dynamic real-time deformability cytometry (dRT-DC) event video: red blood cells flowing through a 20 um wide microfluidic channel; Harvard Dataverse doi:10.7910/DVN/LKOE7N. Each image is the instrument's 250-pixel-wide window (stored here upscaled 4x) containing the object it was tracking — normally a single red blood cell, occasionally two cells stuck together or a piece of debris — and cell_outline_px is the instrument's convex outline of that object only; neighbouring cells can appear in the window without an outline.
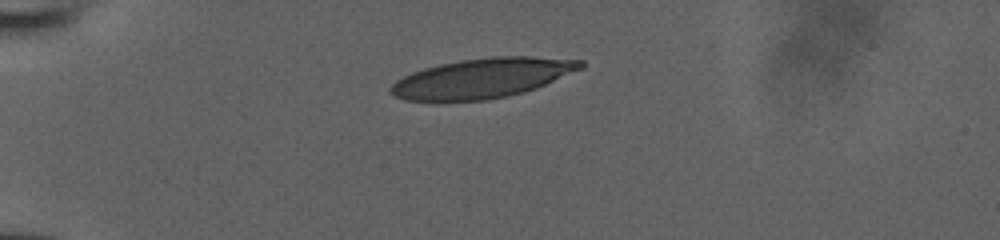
{"species": "human", "species_latin": "Homo sapiens", "temperature_condition": "room temperature", "stored_images_in_passage": 25, "camera_frame_rate_fps": 3000, "um_per_image_px": 0.085, "donor": {"sex": "male"}, "frame": {"image": 1, "passage_image": 1, "time_ms": 0.0, "image_size_px": [1000, 240], "cell_outline_px": [[584, 68], [536, 88], [508, 96], [488, 100], [404, 100], [388, 92], [388, 88], [396, 80], [412, 72], [424, 68], [440, 64], [460, 60], [492, 56], [528, 56], [584, 60]], "centroid_in_image_um": [41.02, 6.63], "position_along_channel_um": 44.0, "area_um2": 43.87}}
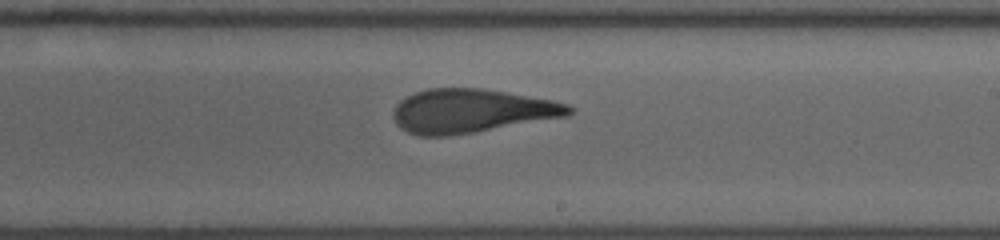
{"frame": {"image": 2, "passage_image": 15, "time_ms": 4.667, "image_size_px": [1000, 240], "cell_outline_px": [[576, 108], [568, 116], [476, 132], [448, 136], [420, 136], [408, 132], [400, 128], [396, 124], [392, 116], [392, 112], [396, 104], [400, 100], [416, 92], [428, 88], [484, 88], [552, 100], [568, 104]], "centroid_in_image_um": [40.06, 9.43], "position_along_channel_um": 248.9, "area_um2": 45.08}}
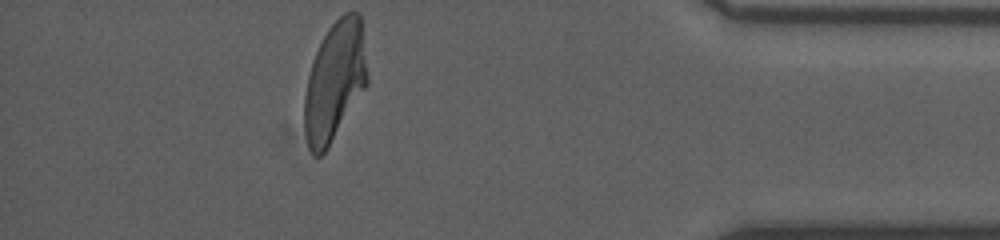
{"frame": {"image": 3, "passage_image": 25, "time_ms": 8.0, "image_size_px": [1000, 240], "cell_outline_px": [[368, 84], [328, 148], [320, 156], [316, 156], [308, 148], [304, 128], [304, 96], [308, 76], [312, 60], [328, 28], [344, 12], [356, 12], [360, 16], [368, 76]], "centroid_in_image_um": [28.44, 6.94], "position_along_channel_um": 406.8, "area_um2": 43.64}}